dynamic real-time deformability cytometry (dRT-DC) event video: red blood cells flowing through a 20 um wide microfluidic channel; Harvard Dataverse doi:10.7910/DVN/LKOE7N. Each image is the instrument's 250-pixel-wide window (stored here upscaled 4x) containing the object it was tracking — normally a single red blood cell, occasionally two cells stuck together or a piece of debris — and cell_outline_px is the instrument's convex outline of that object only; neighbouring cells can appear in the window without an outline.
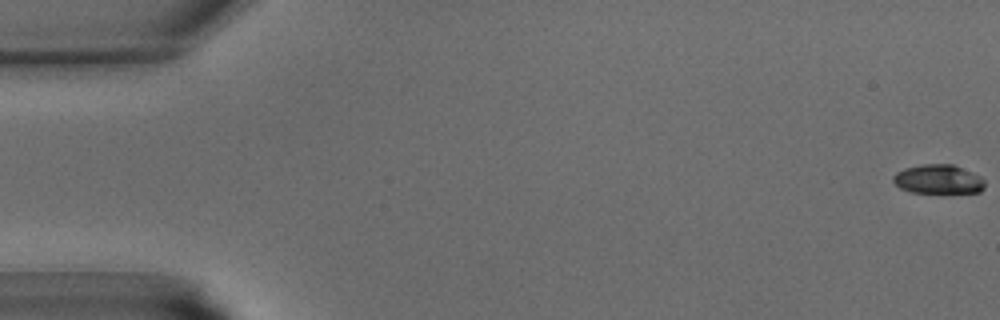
{"species": "common noctule bat (a hibernating species)", "species_latin": "Nyctalus noctula", "temperature_condition": "warm", "stored_images_in_passage": 12, "camera_frame_rate_fps": 3000, "um_per_image_px": 0.085, "animal": {"sex": "male", "body_mass_g": 15.6}, "frame": {"image": 1, "passage_image": 1, "time_ms": 0.0, "image_size_px": [1000, 320], "cell_outline_px": [[984, 188], [980, 192], [912, 192], [900, 188], [892, 180], [892, 176], [896, 172], [904, 168], [920, 164], [952, 164], [980, 176], [984, 180]], "centroid_in_image_um": [79.72, 15.22], "position_along_channel_um": 5.3, "area_um2": 15.43}}